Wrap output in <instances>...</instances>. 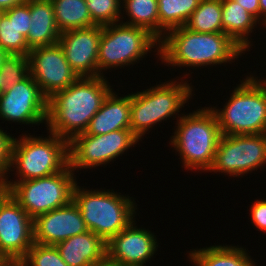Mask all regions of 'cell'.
Returning <instances> with one entry per match:
<instances>
[{"label":"cell","mask_w":266,"mask_h":266,"mask_svg":"<svg viewBox=\"0 0 266 266\" xmlns=\"http://www.w3.org/2000/svg\"><path fill=\"white\" fill-rule=\"evenodd\" d=\"M106 76L81 77L47 101V131L70 142L87 129L113 90Z\"/></svg>","instance_id":"1"},{"label":"cell","mask_w":266,"mask_h":266,"mask_svg":"<svg viewBox=\"0 0 266 266\" xmlns=\"http://www.w3.org/2000/svg\"><path fill=\"white\" fill-rule=\"evenodd\" d=\"M242 53L245 51L225 33H198L183 26L165 33L159 41L158 59L168 67L196 69L234 63Z\"/></svg>","instance_id":"2"},{"label":"cell","mask_w":266,"mask_h":266,"mask_svg":"<svg viewBox=\"0 0 266 266\" xmlns=\"http://www.w3.org/2000/svg\"><path fill=\"white\" fill-rule=\"evenodd\" d=\"M175 125L169 144L178 152L182 168L208 172L222 136L215 113L210 107H201L183 114Z\"/></svg>","instance_id":"3"},{"label":"cell","mask_w":266,"mask_h":266,"mask_svg":"<svg viewBox=\"0 0 266 266\" xmlns=\"http://www.w3.org/2000/svg\"><path fill=\"white\" fill-rule=\"evenodd\" d=\"M77 184L72 200L78 206L87 229L106 243L136 219L137 205L129 195L118 194L113 189L92 191Z\"/></svg>","instance_id":"4"},{"label":"cell","mask_w":266,"mask_h":266,"mask_svg":"<svg viewBox=\"0 0 266 266\" xmlns=\"http://www.w3.org/2000/svg\"><path fill=\"white\" fill-rule=\"evenodd\" d=\"M222 135L266 133V83L258 76H247L230 94L223 108L215 106Z\"/></svg>","instance_id":"5"},{"label":"cell","mask_w":266,"mask_h":266,"mask_svg":"<svg viewBox=\"0 0 266 266\" xmlns=\"http://www.w3.org/2000/svg\"><path fill=\"white\" fill-rule=\"evenodd\" d=\"M177 80L179 77L158 85L156 83V86L146 90L131 93L130 129L140 141L155 124L167 121L173 115H178L176 116L178 120L183 115L178 113L192 98L193 87L185 81L186 79L181 78V82Z\"/></svg>","instance_id":"6"},{"label":"cell","mask_w":266,"mask_h":266,"mask_svg":"<svg viewBox=\"0 0 266 266\" xmlns=\"http://www.w3.org/2000/svg\"><path fill=\"white\" fill-rule=\"evenodd\" d=\"M48 134L47 137H35L24 133L20 138L15 137L10 172L16 169L15 176L19 180L10 179L6 182L50 176L69 165V142L56 134Z\"/></svg>","instance_id":"7"},{"label":"cell","mask_w":266,"mask_h":266,"mask_svg":"<svg viewBox=\"0 0 266 266\" xmlns=\"http://www.w3.org/2000/svg\"><path fill=\"white\" fill-rule=\"evenodd\" d=\"M153 47H156L154 52L159 56V41L143 28L121 22L102 26L98 50V76H104L103 72L107 69L124 68L140 62L139 60L153 51Z\"/></svg>","instance_id":"8"},{"label":"cell","mask_w":266,"mask_h":266,"mask_svg":"<svg viewBox=\"0 0 266 266\" xmlns=\"http://www.w3.org/2000/svg\"><path fill=\"white\" fill-rule=\"evenodd\" d=\"M68 165L50 176L6 182L10 195L34 219L40 214L63 207L73 199L76 175Z\"/></svg>","instance_id":"9"},{"label":"cell","mask_w":266,"mask_h":266,"mask_svg":"<svg viewBox=\"0 0 266 266\" xmlns=\"http://www.w3.org/2000/svg\"><path fill=\"white\" fill-rule=\"evenodd\" d=\"M139 140L131 129L102 135L79 134L69 142V165L74 173L75 170L105 166L135 147Z\"/></svg>","instance_id":"10"},{"label":"cell","mask_w":266,"mask_h":266,"mask_svg":"<svg viewBox=\"0 0 266 266\" xmlns=\"http://www.w3.org/2000/svg\"><path fill=\"white\" fill-rule=\"evenodd\" d=\"M266 165V133L222 135L209 172L243 177Z\"/></svg>","instance_id":"11"},{"label":"cell","mask_w":266,"mask_h":266,"mask_svg":"<svg viewBox=\"0 0 266 266\" xmlns=\"http://www.w3.org/2000/svg\"><path fill=\"white\" fill-rule=\"evenodd\" d=\"M33 243V219L9 193L0 202V259L20 262Z\"/></svg>","instance_id":"12"},{"label":"cell","mask_w":266,"mask_h":266,"mask_svg":"<svg viewBox=\"0 0 266 266\" xmlns=\"http://www.w3.org/2000/svg\"><path fill=\"white\" fill-rule=\"evenodd\" d=\"M47 101L29 74L21 82L0 93V118L21 125L46 124Z\"/></svg>","instance_id":"13"},{"label":"cell","mask_w":266,"mask_h":266,"mask_svg":"<svg viewBox=\"0 0 266 266\" xmlns=\"http://www.w3.org/2000/svg\"><path fill=\"white\" fill-rule=\"evenodd\" d=\"M28 58L30 74L47 99L79 78L59 43L31 49Z\"/></svg>","instance_id":"14"},{"label":"cell","mask_w":266,"mask_h":266,"mask_svg":"<svg viewBox=\"0 0 266 266\" xmlns=\"http://www.w3.org/2000/svg\"><path fill=\"white\" fill-rule=\"evenodd\" d=\"M102 26L70 29L60 33L59 45L73 71L81 77L98 76V50Z\"/></svg>","instance_id":"15"},{"label":"cell","mask_w":266,"mask_h":266,"mask_svg":"<svg viewBox=\"0 0 266 266\" xmlns=\"http://www.w3.org/2000/svg\"><path fill=\"white\" fill-rule=\"evenodd\" d=\"M135 219L106 245L107 259L124 266H147L146 262L157 251V237L145 228H139Z\"/></svg>","instance_id":"16"},{"label":"cell","mask_w":266,"mask_h":266,"mask_svg":"<svg viewBox=\"0 0 266 266\" xmlns=\"http://www.w3.org/2000/svg\"><path fill=\"white\" fill-rule=\"evenodd\" d=\"M88 231L78 206L72 200L67 205L40 214L33 219V240L37 244L56 245Z\"/></svg>","instance_id":"17"},{"label":"cell","mask_w":266,"mask_h":266,"mask_svg":"<svg viewBox=\"0 0 266 266\" xmlns=\"http://www.w3.org/2000/svg\"><path fill=\"white\" fill-rule=\"evenodd\" d=\"M106 245L100 236L88 230L55 246L68 266H91L107 258Z\"/></svg>","instance_id":"18"},{"label":"cell","mask_w":266,"mask_h":266,"mask_svg":"<svg viewBox=\"0 0 266 266\" xmlns=\"http://www.w3.org/2000/svg\"><path fill=\"white\" fill-rule=\"evenodd\" d=\"M130 109L131 93L119 97L116 91H111L84 133L102 135L120 129H130Z\"/></svg>","instance_id":"19"},{"label":"cell","mask_w":266,"mask_h":266,"mask_svg":"<svg viewBox=\"0 0 266 266\" xmlns=\"http://www.w3.org/2000/svg\"><path fill=\"white\" fill-rule=\"evenodd\" d=\"M31 27L26 37L30 49L58 43V30L50 0H30Z\"/></svg>","instance_id":"20"},{"label":"cell","mask_w":266,"mask_h":266,"mask_svg":"<svg viewBox=\"0 0 266 266\" xmlns=\"http://www.w3.org/2000/svg\"><path fill=\"white\" fill-rule=\"evenodd\" d=\"M221 1L223 32L245 52H249L253 46L249 36L260 22L233 0Z\"/></svg>","instance_id":"21"},{"label":"cell","mask_w":266,"mask_h":266,"mask_svg":"<svg viewBox=\"0 0 266 266\" xmlns=\"http://www.w3.org/2000/svg\"><path fill=\"white\" fill-rule=\"evenodd\" d=\"M194 266H255L246 248L232 245H216L193 249L188 254ZM257 266V265H256Z\"/></svg>","instance_id":"22"},{"label":"cell","mask_w":266,"mask_h":266,"mask_svg":"<svg viewBox=\"0 0 266 266\" xmlns=\"http://www.w3.org/2000/svg\"><path fill=\"white\" fill-rule=\"evenodd\" d=\"M58 30L80 29L96 26L90 17L86 0H50Z\"/></svg>","instance_id":"23"},{"label":"cell","mask_w":266,"mask_h":266,"mask_svg":"<svg viewBox=\"0 0 266 266\" xmlns=\"http://www.w3.org/2000/svg\"><path fill=\"white\" fill-rule=\"evenodd\" d=\"M121 4V12L130 18L126 22L120 21L121 23L143 28L159 41L157 0H121Z\"/></svg>","instance_id":"24"},{"label":"cell","mask_w":266,"mask_h":266,"mask_svg":"<svg viewBox=\"0 0 266 266\" xmlns=\"http://www.w3.org/2000/svg\"><path fill=\"white\" fill-rule=\"evenodd\" d=\"M159 15V41L165 33L185 26L201 0H157Z\"/></svg>","instance_id":"25"},{"label":"cell","mask_w":266,"mask_h":266,"mask_svg":"<svg viewBox=\"0 0 266 266\" xmlns=\"http://www.w3.org/2000/svg\"><path fill=\"white\" fill-rule=\"evenodd\" d=\"M185 27L198 33H224L222 26V1L201 0Z\"/></svg>","instance_id":"26"},{"label":"cell","mask_w":266,"mask_h":266,"mask_svg":"<svg viewBox=\"0 0 266 266\" xmlns=\"http://www.w3.org/2000/svg\"><path fill=\"white\" fill-rule=\"evenodd\" d=\"M0 46L10 55L28 56L31 50L26 38L15 27L13 20L3 12L0 13Z\"/></svg>","instance_id":"27"},{"label":"cell","mask_w":266,"mask_h":266,"mask_svg":"<svg viewBox=\"0 0 266 266\" xmlns=\"http://www.w3.org/2000/svg\"><path fill=\"white\" fill-rule=\"evenodd\" d=\"M86 3L90 17L96 25H110L124 18L121 12V0H86Z\"/></svg>","instance_id":"28"},{"label":"cell","mask_w":266,"mask_h":266,"mask_svg":"<svg viewBox=\"0 0 266 266\" xmlns=\"http://www.w3.org/2000/svg\"><path fill=\"white\" fill-rule=\"evenodd\" d=\"M30 74L29 58L24 55H8L0 67L2 91L11 88Z\"/></svg>","instance_id":"29"},{"label":"cell","mask_w":266,"mask_h":266,"mask_svg":"<svg viewBox=\"0 0 266 266\" xmlns=\"http://www.w3.org/2000/svg\"><path fill=\"white\" fill-rule=\"evenodd\" d=\"M24 266H68L54 245L33 243L20 261Z\"/></svg>","instance_id":"30"},{"label":"cell","mask_w":266,"mask_h":266,"mask_svg":"<svg viewBox=\"0 0 266 266\" xmlns=\"http://www.w3.org/2000/svg\"><path fill=\"white\" fill-rule=\"evenodd\" d=\"M14 141V136L0 128V183L9 179Z\"/></svg>","instance_id":"31"},{"label":"cell","mask_w":266,"mask_h":266,"mask_svg":"<svg viewBox=\"0 0 266 266\" xmlns=\"http://www.w3.org/2000/svg\"><path fill=\"white\" fill-rule=\"evenodd\" d=\"M10 20H13L15 27L25 38L28 36L31 27L30 0L14 6L3 12Z\"/></svg>","instance_id":"32"},{"label":"cell","mask_w":266,"mask_h":266,"mask_svg":"<svg viewBox=\"0 0 266 266\" xmlns=\"http://www.w3.org/2000/svg\"><path fill=\"white\" fill-rule=\"evenodd\" d=\"M250 220L257 230L266 233V199L256 200L250 207Z\"/></svg>","instance_id":"33"},{"label":"cell","mask_w":266,"mask_h":266,"mask_svg":"<svg viewBox=\"0 0 266 266\" xmlns=\"http://www.w3.org/2000/svg\"><path fill=\"white\" fill-rule=\"evenodd\" d=\"M260 22V0H233Z\"/></svg>","instance_id":"34"},{"label":"cell","mask_w":266,"mask_h":266,"mask_svg":"<svg viewBox=\"0 0 266 266\" xmlns=\"http://www.w3.org/2000/svg\"><path fill=\"white\" fill-rule=\"evenodd\" d=\"M27 0H0V12H4L14 6L20 5Z\"/></svg>","instance_id":"35"},{"label":"cell","mask_w":266,"mask_h":266,"mask_svg":"<svg viewBox=\"0 0 266 266\" xmlns=\"http://www.w3.org/2000/svg\"><path fill=\"white\" fill-rule=\"evenodd\" d=\"M260 25L266 29V0H260ZM262 21V22H261Z\"/></svg>","instance_id":"36"},{"label":"cell","mask_w":266,"mask_h":266,"mask_svg":"<svg viewBox=\"0 0 266 266\" xmlns=\"http://www.w3.org/2000/svg\"><path fill=\"white\" fill-rule=\"evenodd\" d=\"M9 194V189L4 183H0V202Z\"/></svg>","instance_id":"37"},{"label":"cell","mask_w":266,"mask_h":266,"mask_svg":"<svg viewBox=\"0 0 266 266\" xmlns=\"http://www.w3.org/2000/svg\"><path fill=\"white\" fill-rule=\"evenodd\" d=\"M91 266H116V263L111 262L106 258L104 261L97 264H93Z\"/></svg>","instance_id":"38"},{"label":"cell","mask_w":266,"mask_h":266,"mask_svg":"<svg viewBox=\"0 0 266 266\" xmlns=\"http://www.w3.org/2000/svg\"><path fill=\"white\" fill-rule=\"evenodd\" d=\"M8 55L9 54L0 46V67L2 66L4 60L8 57Z\"/></svg>","instance_id":"39"},{"label":"cell","mask_w":266,"mask_h":266,"mask_svg":"<svg viewBox=\"0 0 266 266\" xmlns=\"http://www.w3.org/2000/svg\"><path fill=\"white\" fill-rule=\"evenodd\" d=\"M3 266H24L21 262H3Z\"/></svg>","instance_id":"40"},{"label":"cell","mask_w":266,"mask_h":266,"mask_svg":"<svg viewBox=\"0 0 266 266\" xmlns=\"http://www.w3.org/2000/svg\"><path fill=\"white\" fill-rule=\"evenodd\" d=\"M2 92V78L0 76V93Z\"/></svg>","instance_id":"41"},{"label":"cell","mask_w":266,"mask_h":266,"mask_svg":"<svg viewBox=\"0 0 266 266\" xmlns=\"http://www.w3.org/2000/svg\"><path fill=\"white\" fill-rule=\"evenodd\" d=\"M262 82H264V83H266V79L264 78L263 80L262 79H260Z\"/></svg>","instance_id":"42"}]
</instances>
